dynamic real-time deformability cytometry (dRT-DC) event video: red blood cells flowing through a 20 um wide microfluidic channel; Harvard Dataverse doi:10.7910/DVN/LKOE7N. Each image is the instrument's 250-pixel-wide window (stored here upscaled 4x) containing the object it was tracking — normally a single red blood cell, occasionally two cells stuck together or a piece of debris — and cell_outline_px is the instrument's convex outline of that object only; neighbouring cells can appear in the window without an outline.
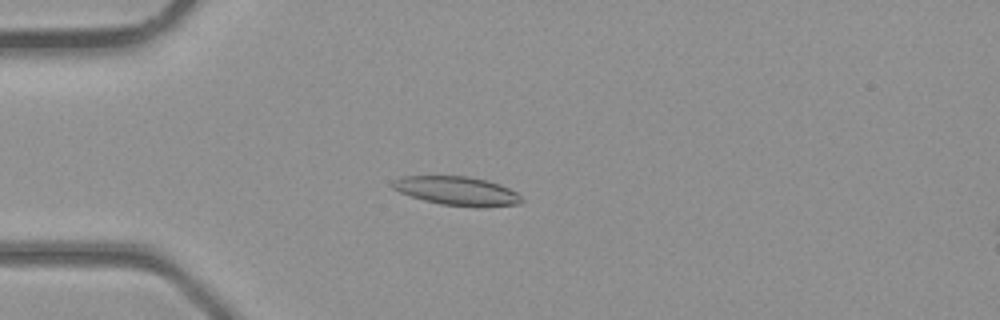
{"species": "common noctule bat (a hibernating species)", "species_latin": "Nyctalus noctula", "temperature_condition": "room temperature", "stored_images_in_passage": 36, "camera_frame_rate_fps": 3000, "um_per_image_px": 0.085, "animal": {"sex": "male", "body_mass_g": 23.1, "forearm_length_mm": 52.7}, "frame": {"image": 1, "passage_image": 11, "time_ms": 3.333, "image_size_px": [1000, 320], "cell_outline_px": [[524, 200], [520, 204], [484, 208], [476, 208], [440, 204], [424, 200], [400, 192], [392, 188], [392, 180], [400, 176], [468, 176], [488, 180], [500, 184], [516, 192]], "centroid_in_image_um": [38.88, 16.24], "position_along_channel_um": 46.1, "area_um2": 22.02}}
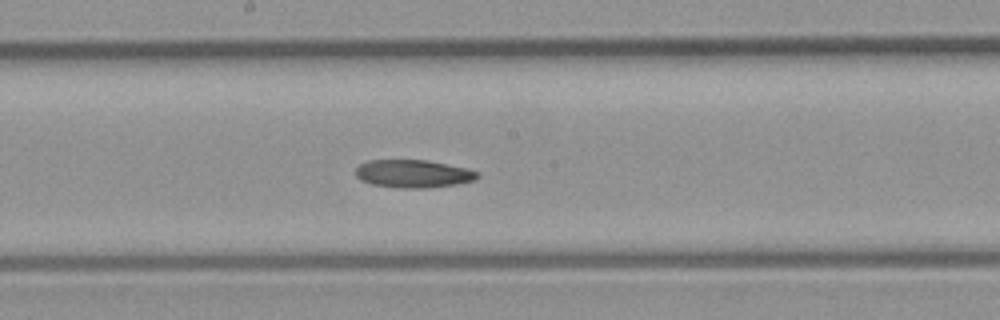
{"frame": {"image": 2, "passage_image": 22, "time_ms": 7.0, "image_size_px": [1000, 320], "cell_outline_px": [[480, 176], [476, 180], [456, 184], [424, 188], [396, 188], [372, 184], [360, 180], [356, 176], [356, 168], [360, 164], [368, 160], [428, 160], [468, 168], [480, 172]], "centroid_in_image_um": [35.15, 14.76], "position_along_channel_um": 213.0, "area_um2": 20.0}}
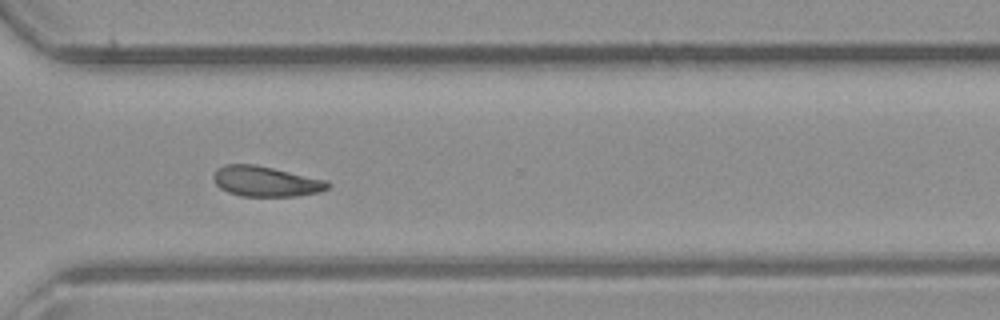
{"frame": {"image": 3, "passage_image": 30, "time_ms": 9.667, "image_size_px": [1000, 320], "cell_outline_px": [[332, 184], [328, 188], [320, 192], [296, 196], [240, 196], [228, 192], [220, 188], [212, 180], [212, 176], [216, 168], [224, 164], [252, 164], [272, 168], [328, 180]], "centroid_in_image_um": [22.57, 15.42], "position_along_channel_um": 348.0, "area_um2": 20.35}}